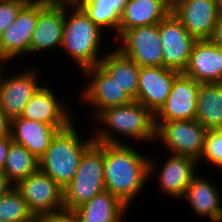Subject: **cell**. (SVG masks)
Segmentation results:
<instances>
[{
	"label": "cell",
	"mask_w": 222,
	"mask_h": 222,
	"mask_svg": "<svg viewBox=\"0 0 222 222\" xmlns=\"http://www.w3.org/2000/svg\"><path fill=\"white\" fill-rule=\"evenodd\" d=\"M76 129L73 121L58 130L39 160V169L63 190L73 180L82 154L94 142L93 137L86 140L80 138Z\"/></svg>",
	"instance_id": "obj_4"
},
{
	"label": "cell",
	"mask_w": 222,
	"mask_h": 222,
	"mask_svg": "<svg viewBox=\"0 0 222 222\" xmlns=\"http://www.w3.org/2000/svg\"><path fill=\"white\" fill-rule=\"evenodd\" d=\"M219 3L220 8L222 9V0H217Z\"/></svg>",
	"instance_id": "obj_37"
},
{
	"label": "cell",
	"mask_w": 222,
	"mask_h": 222,
	"mask_svg": "<svg viewBox=\"0 0 222 222\" xmlns=\"http://www.w3.org/2000/svg\"><path fill=\"white\" fill-rule=\"evenodd\" d=\"M12 142L13 140L11 135L0 138V171H3L8 155V150Z\"/></svg>",
	"instance_id": "obj_33"
},
{
	"label": "cell",
	"mask_w": 222,
	"mask_h": 222,
	"mask_svg": "<svg viewBox=\"0 0 222 222\" xmlns=\"http://www.w3.org/2000/svg\"><path fill=\"white\" fill-rule=\"evenodd\" d=\"M178 74L166 67H140L135 101L155 114L167 99Z\"/></svg>",
	"instance_id": "obj_16"
},
{
	"label": "cell",
	"mask_w": 222,
	"mask_h": 222,
	"mask_svg": "<svg viewBox=\"0 0 222 222\" xmlns=\"http://www.w3.org/2000/svg\"><path fill=\"white\" fill-rule=\"evenodd\" d=\"M64 0H38L37 23L30 43L32 53L51 50L62 45Z\"/></svg>",
	"instance_id": "obj_13"
},
{
	"label": "cell",
	"mask_w": 222,
	"mask_h": 222,
	"mask_svg": "<svg viewBox=\"0 0 222 222\" xmlns=\"http://www.w3.org/2000/svg\"><path fill=\"white\" fill-rule=\"evenodd\" d=\"M104 190L103 143L93 142L82 154L73 180L63 190L64 209L73 211Z\"/></svg>",
	"instance_id": "obj_5"
},
{
	"label": "cell",
	"mask_w": 222,
	"mask_h": 222,
	"mask_svg": "<svg viewBox=\"0 0 222 222\" xmlns=\"http://www.w3.org/2000/svg\"><path fill=\"white\" fill-rule=\"evenodd\" d=\"M63 128L66 127H54L51 124L27 120L20 116L11 120V137L13 142L23 145L40 160L53 136Z\"/></svg>",
	"instance_id": "obj_20"
},
{
	"label": "cell",
	"mask_w": 222,
	"mask_h": 222,
	"mask_svg": "<svg viewBox=\"0 0 222 222\" xmlns=\"http://www.w3.org/2000/svg\"><path fill=\"white\" fill-rule=\"evenodd\" d=\"M163 1H165L172 8L176 0H163Z\"/></svg>",
	"instance_id": "obj_36"
},
{
	"label": "cell",
	"mask_w": 222,
	"mask_h": 222,
	"mask_svg": "<svg viewBox=\"0 0 222 222\" xmlns=\"http://www.w3.org/2000/svg\"><path fill=\"white\" fill-rule=\"evenodd\" d=\"M0 219L5 222H35L21 193L13 187L0 197Z\"/></svg>",
	"instance_id": "obj_28"
},
{
	"label": "cell",
	"mask_w": 222,
	"mask_h": 222,
	"mask_svg": "<svg viewBox=\"0 0 222 222\" xmlns=\"http://www.w3.org/2000/svg\"><path fill=\"white\" fill-rule=\"evenodd\" d=\"M37 222H78V219L73 211L61 210L45 214L36 218Z\"/></svg>",
	"instance_id": "obj_31"
},
{
	"label": "cell",
	"mask_w": 222,
	"mask_h": 222,
	"mask_svg": "<svg viewBox=\"0 0 222 222\" xmlns=\"http://www.w3.org/2000/svg\"><path fill=\"white\" fill-rule=\"evenodd\" d=\"M103 54L99 65L135 100L140 67L115 47Z\"/></svg>",
	"instance_id": "obj_24"
},
{
	"label": "cell",
	"mask_w": 222,
	"mask_h": 222,
	"mask_svg": "<svg viewBox=\"0 0 222 222\" xmlns=\"http://www.w3.org/2000/svg\"><path fill=\"white\" fill-rule=\"evenodd\" d=\"M171 10L163 0H128L120 16L118 36L135 27L158 24Z\"/></svg>",
	"instance_id": "obj_22"
},
{
	"label": "cell",
	"mask_w": 222,
	"mask_h": 222,
	"mask_svg": "<svg viewBox=\"0 0 222 222\" xmlns=\"http://www.w3.org/2000/svg\"><path fill=\"white\" fill-rule=\"evenodd\" d=\"M127 211L128 206L106 190L73 210L78 222H122Z\"/></svg>",
	"instance_id": "obj_23"
},
{
	"label": "cell",
	"mask_w": 222,
	"mask_h": 222,
	"mask_svg": "<svg viewBox=\"0 0 222 222\" xmlns=\"http://www.w3.org/2000/svg\"><path fill=\"white\" fill-rule=\"evenodd\" d=\"M217 48L222 50V9L219 11L216 25L209 39Z\"/></svg>",
	"instance_id": "obj_32"
},
{
	"label": "cell",
	"mask_w": 222,
	"mask_h": 222,
	"mask_svg": "<svg viewBox=\"0 0 222 222\" xmlns=\"http://www.w3.org/2000/svg\"><path fill=\"white\" fill-rule=\"evenodd\" d=\"M103 31L113 30L118 37L120 16L128 0H73Z\"/></svg>",
	"instance_id": "obj_26"
},
{
	"label": "cell",
	"mask_w": 222,
	"mask_h": 222,
	"mask_svg": "<svg viewBox=\"0 0 222 222\" xmlns=\"http://www.w3.org/2000/svg\"><path fill=\"white\" fill-rule=\"evenodd\" d=\"M200 83L179 73L164 104L154 114V122L195 119Z\"/></svg>",
	"instance_id": "obj_14"
},
{
	"label": "cell",
	"mask_w": 222,
	"mask_h": 222,
	"mask_svg": "<svg viewBox=\"0 0 222 222\" xmlns=\"http://www.w3.org/2000/svg\"><path fill=\"white\" fill-rule=\"evenodd\" d=\"M102 32L104 31L74 1L64 0V29L61 49L71 56L81 71L99 65L104 57L103 54L102 56L99 54L102 47L101 42H103L101 40Z\"/></svg>",
	"instance_id": "obj_2"
},
{
	"label": "cell",
	"mask_w": 222,
	"mask_h": 222,
	"mask_svg": "<svg viewBox=\"0 0 222 222\" xmlns=\"http://www.w3.org/2000/svg\"><path fill=\"white\" fill-rule=\"evenodd\" d=\"M220 10L217 0H176L171 12L195 40H209Z\"/></svg>",
	"instance_id": "obj_15"
},
{
	"label": "cell",
	"mask_w": 222,
	"mask_h": 222,
	"mask_svg": "<svg viewBox=\"0 0 222 222\" xmlns=\"http://www.w3.org/2000/svg\"><path fill=\"white\" fill-rule=\"evenodd\" d=\"M155 141L169 154L199 160L208 129L196 119L155 122Z\"/></svg>",
	"instance_id": "obj_6"
},
{
	"label": "cell",
	"mask_w": 222,
	"mask_h": 222,
	"mask_svg": "<svg viewBox=\"0 0 222 222\" xmlns=\"http://www.w3.org/2000/svg\"><path fill=\"white\" fill-rule=\"evenodd\" d=\"M165 164L159 170L158 180L161 192L172 197L182 199L191 180L197 175L195 172L198 161L187 156L170 154Z\"/></svg>",
	"instance_id": "obj_19"
},
{
	"label": "cell",
	"mask_w": 222,
	"mask_h": 222,
	"mask_svg": "<svg viewBox=\"0 0 222 222\" xmlns=\"http://www.w3.org/2000/svg\"><path fill=\"white\" fill-rule=\"evenodd\" d=\"M163 49V67L183 73L196 41L171 12L158 23Z\"/></svg>",
	"instance_id": "obj_11"
},
{
	"label": "cell",
	"mask_w": 222,
	"mask_h": 222,
	"mask_svg": "<svg viewBox=\"0 0 222 222\" xmlns=\"http://www.w3.org/2000/svg\"><path fill=\"white\" fill-rule=\"evenodd\" d=\"M38 169L39 160L23 145L12 142L2 171L8 179L16 185Z\"/></svg>",
	"instance_id": "obj_27"
},
{
	"label": "cell",
	"mask_w": 222,
	"mask_h": 222,
	"mask_svg": "<svg viewBox=\"0 0 222 222\" xmlns=\"http://www.w3.org/2000/svg\"><path fill=\"white\" fill-rule=\"evenodd\" d=\"M11 135V119L0 107V138Z\"/></svg>",
	"instance_id": "obj_34"
},
{
	"label": "cell",
	"mask_w": 222,
	"mask_h": 222,
	"mask_svg": "<svg viewBox=\"0 0 222 222\" xmlns=\"http://www.w3.org/2000/svg\"><path fill=\"white\" fill-rule=\"evenodd\" d=\"M15 188L35 218L64 209L63 189L40 169L20 180Z\"/></svg>",
	"instance_id": "obj_8"
},
{
	"label": "cell",
	"mask_w": 222,
	"mask_h": 222,
	"mask_svg": "<svg viewBox=\"0 0 222 222\" xmlns=\"http://www.w3.org/2000/svg\"><path fill=\"white\" fill-rule=\"evenodd\" d=\"M195 119L208 130L222 129V82L200 84Z\"/></svg>",
	"instance_id": "obj_25"
},
{
	"label": "cell",
	"mask_w": 222,
	"mask_h": 222,
	"mask_svg": "<svg viewBox=\"0 0 222 222\" xmlns=\"http://www.w3.org/2000/svg\"><path fill=\"white\" fill-rule=\"evenodd\" d=\"M15 185L0 171V197L8 193Z\"/></svg>",
	"instance_id": "obj_35"
},
{
	"label": "cell",
	"mask_w": 222,
	"mask_h": 222,
	"mask_svg": "<svg viewBox=\"0 0 222 222\" xmlns=\"http://www.w3.org/2000/svg\"><path fill=\"white\" fill-rule=\"evenodd\" d=\"M30 0H0V36L16 20Z\"/></svg>",
	"instance_id": "obj_30"
},
{
	"label": "cell",
	"mask_w": 222,
	"mask_h": 222,
	"mask_svg": "<svg viewBox=\"0 0 222 222\" xmlns=\"http://www.w3.org/2000/svg\"><path fill=\"white\" fill-rule=\"evenodd\" d=\"M3 66L0 68V107L12 120L23 114L25 106L42 84L37 82L39 74L35 68L8 77L4 75Z\"/></svg>",
	"instance_id": "obj_12"
},
{
	"label": "cell",
	"mask_w": 222,
	"mask_h": 222,
	"mask_svg": "<svg viewBox=\"0 0 222 222\" xmlns=\"http://www.w3.org/2000/svg\"><path fill=\"white\" fill-rule=\"evenodd\" d=\"M139 151L128 143H103L105 190L129 208L158 167L155 165L157 161Z\"/></svg>",
	"instance_id": "obj_1"
},
{
	"label": "cell",
	"mask_w": 222,
	"mask_h": 222,
	"mask_svg": "<svg viewBox=\"0 0 222 222\" xmlns=\"http://www.w3.org/2000/svg\"><path fill=\"white\" fill-rule=\"evenodd\" d=\"M37 16L38 0H30L20 10L16 20L0 36V61L3 64L30 54V43Z\"/></svg>",
	"instance_id": "obj_10"
},
{
	"label": "cell",
	"mask_w": 222,
	"mask_h": 222,
	"mask_svg": "<svg viewBox=\"0 0 222 222\" xmlns=\"http://www.w3.org/2000/svg\"><path fill=\"white\" fill-rule=\"evenodd\" d=\"M52 91L50 87L42 86L27 103L21 117L54 127H67L73 122L69 104L64 103L63 99L60 101Z\"/></svg>",
	"instance_id": "obj_17"
},
{
	"label": "cell",
	"mask_w": 222,
	"mask_h": 222,
	"mask_svg": "<svg viewBox=\"0 0 222 222\" xmlns=\"http://www.w3.org/2000/svg\"><path fill=\"white\" fill-rule=\"evenodd\" d=\"M86 79H90L86 87L82 89L81 99L88 102L95 109L92 117H96L101 111L125 105L134 101L100 65L89 67L82 71Z\"/></svg>",
	"instance_id": "obj_9"
},
{
	"label": "cell",
	"mask_w": 222,
	"mask_h": 222,
	"mask_svg": "<svg viewBox=\"0 0 222 222\" xmlns=\"http://www.w3.org/2000/svg\"><path fill=\"white\" fill-rule=\"evenodd\" d=\"M218 187L203 175L197 174L191 180L184 197L189 201L191 209L198 217H208L212 222L222 221V195Z\"/></svg>",
	"instance_id": "obj_21"
},
{
	"label": "cell",
	"mask_w": 222,
	"mask_h": 222,
	"mask_svg": "<svg viewBox=\"0 0 222 222\" xmlns=\"http://www.w3.org/2000/svg\"><path fill=\"white\" fill-rule=\"evenodd\" d=\"M122 54L139 67H163V49L158 24L135 27L123 31L117 40Z\"/></svg>",
	"instance_id": "obj_7"
},
{
	"label": "cell",
	"mask_w": 222,
	"mask_h": 222,
	"mask_svg": "<svg viewBox=\"0 0 222 222\" xmlns=\"http://www.w3.org/2000/svg\"><path fill=\"white\" fill-rule=\"evenodd\" d=\"M185 75L198 83L222 82V50L210 40H196L193 44Z\"/></svg>",
	"instance_id": "obj_18"
},
{
	"label": "cell",
	"mask_w": 222,
	"mask_h": 222,
	"mask_svg": "<svg viewBox=\"0 0 222 222\" xmlns=\"http://www.w3.org/2000/svg\"><path fill=\"white\" fill-rule=\"evenodd\" d=\"M95 119L108 128L97 127L96 133L92 136L94 142L126 144V141H121L122 139L116 137L115 131L118 132L117 134L125 135V139L131 138L139 142L140 140L141 142L142 140L155 141L154 114L135 100L125 105L107 108L101 111Z\"/></svg>",
	"instance_id": "obj_3"
},
{
	"label": "cell",
	"mask_w": 222,
	"mask_h": 222,
	"mask_svg": "<svg viewBox=\"0 0 222 222\" xmlns=\"http://www.w3.org/2000/svg\"><path fill=\"white\" fill-rule=\"evenodd\" d=\"M202 159L222 170V129L208 130L199 165Z\"/></svg>",
	"instance_id": "obj_29"
}]
</instances>
